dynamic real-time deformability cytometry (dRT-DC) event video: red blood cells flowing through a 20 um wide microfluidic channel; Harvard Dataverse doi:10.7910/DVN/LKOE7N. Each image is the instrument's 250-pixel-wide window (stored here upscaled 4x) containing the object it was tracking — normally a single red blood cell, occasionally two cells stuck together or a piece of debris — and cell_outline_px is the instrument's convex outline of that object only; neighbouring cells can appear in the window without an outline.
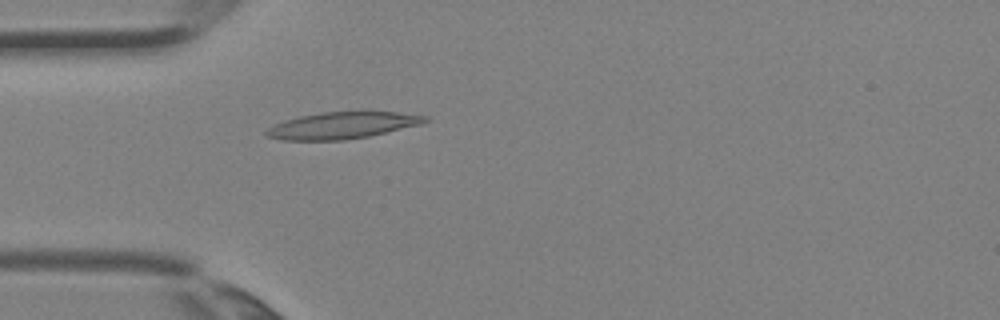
{"species": "Egyptian fruit bat (a non-hibernating species)", "species_latin": "Rousettus aegyptiacus", "temperature_condition": "room temperature", "stored_images_in_passage": 3, "camera_frame_rate_fps": 3000, "um_per_image_px": 0.085, "animal": {"sex": "female"}, "frame": {"image": 1, "passage_image": 3, "time_ms": 0.667, "image_size_px": [1000, 320], "cell_outline_px": [[432, 120], [420, 124], [368, 136], [344, 140], [280, 140], [264, 136], [264, 132], [268, 128], [284, 120], [300, 116], [320, 112], [364, 108], [428, 116]], "centroid_in_image_um": [29.12, 10.61], "position_along_channel_um": 55.9, "area_um2": 25.66}}